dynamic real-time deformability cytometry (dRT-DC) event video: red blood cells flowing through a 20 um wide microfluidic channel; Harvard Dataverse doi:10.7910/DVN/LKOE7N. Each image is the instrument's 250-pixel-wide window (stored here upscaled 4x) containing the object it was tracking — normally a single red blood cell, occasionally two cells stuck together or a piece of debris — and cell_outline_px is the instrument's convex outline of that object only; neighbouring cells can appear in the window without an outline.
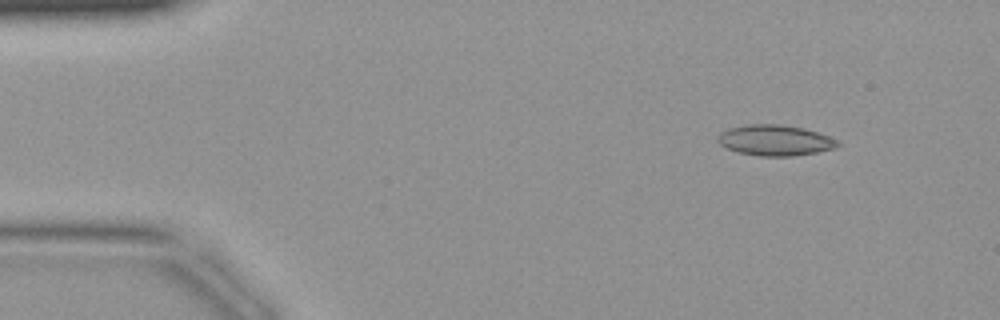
{"species": "common noctule bat (a hibernating species)", "species_latin": "Nyctalus noctula", "temperature_condition": "warm", "stored_images_in_passage": 42, "camera_frame_rate_fps": 3000, "um_per_image_px": 0.085, "animal": {"sex": "female", "body_mass_g": 19.9}, "frame": {"image": 1, "passage_image": 5, "time_ms": 1.333, "image_size_px": [1000, 320], "cell_outline_px": [[840, 144], [836, 148], [816, 152], [792, 156], [760, 156], [736, 152], [720, 144], [716, 140], [716, 136], [720, 132], [728, 128], [748, 124], [784, 124], [804, 128], [840, 140]], "centroid_in_image_um": [65.87, 11.92], "position_along_channel_um": 19.1, "area_um2": 21.68}}
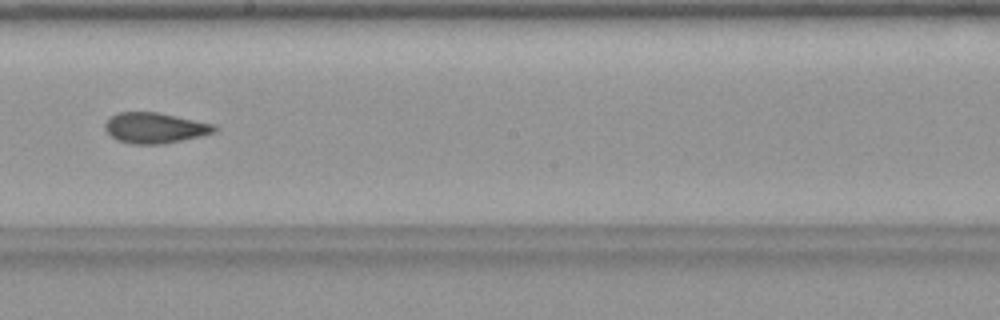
{"frame": {"image": 2, "passage_image": 24, "time_ms": 7.667, "image_size_px": [1000, 320], "cell_outline_px": [[220, 128], [216, 132], [200, 136], [164, 144], [132, 144], [116, 140], [104, 128], [104, 124], [108, 116], [116, 112], [160, 112], [216, 124]], "centroid_in_image_um": [13.18, 10.86], "position_along_channel_um": 235.0, "area_um2": 19.94}}
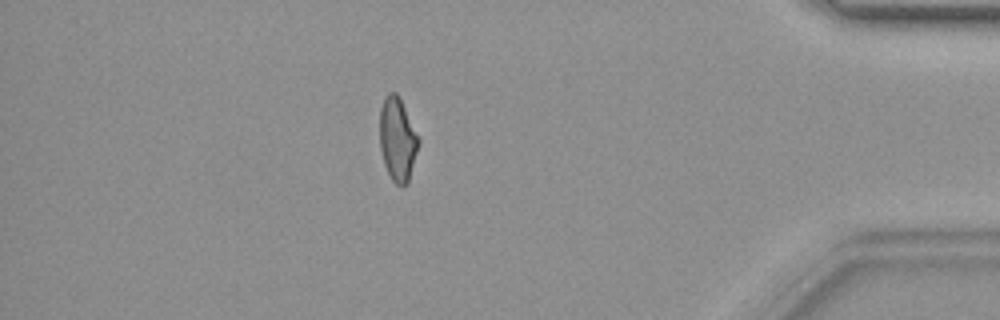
{"frame": {"image": 3, "passage_image": 37, "time_ms": 12.0, "image_size_px": [1000, 320], "cell_outline_px": [[420, 144], [408, 184], [400, 188], [392, 180], [384, 164], [380, 148], [380, 108], [384, 96], [388, 92], [396, 92], [420, 136]], "centroid_in_image_um": [33.81, 11.86], "position_along_channel_um": 401.4, "area_um2": 19.31}}